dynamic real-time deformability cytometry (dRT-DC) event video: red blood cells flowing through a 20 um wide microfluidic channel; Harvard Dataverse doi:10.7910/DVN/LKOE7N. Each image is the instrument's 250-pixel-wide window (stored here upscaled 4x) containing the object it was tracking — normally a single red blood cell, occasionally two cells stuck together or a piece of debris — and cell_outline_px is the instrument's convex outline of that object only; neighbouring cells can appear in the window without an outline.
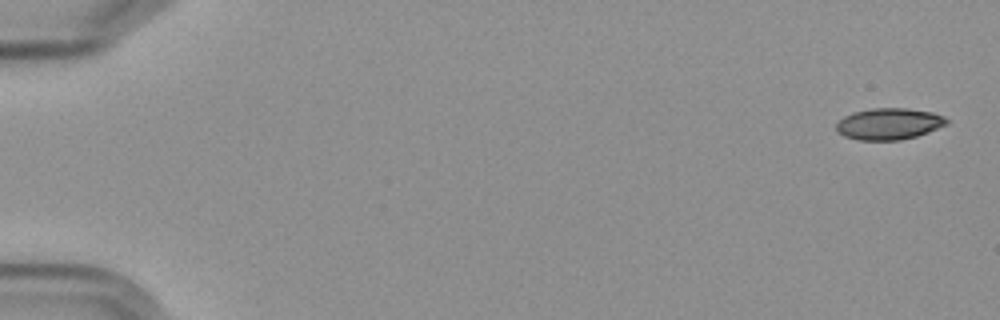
{"species": "Egyptian fruit bat (a non-hibernating species)", "species_latin": "Rousettus aegyptiacus", "temperature_condition": "cold", "stored_images_in_passage": 5, "camera_frame_rate_fps": 3000, "um_per_image_px": 0.085, "frame": {"image": 1, "passage_image": 1, "time_ms": 0.0, "image_size_px": [1000, 320], "cell_outline_px": [[948, 124], [928, 132], [916, 136], [900, 140], [860, 140], [844, 136], [836, 132], [836, 124], [844, 116], [852, 112], [872, 108], [908, 108], [932, 112], [944, 116], [948, 120]], "centroid_in_image_um": [75.55, 10.52], "position_along_channel_um": 9.4, "area_um2": 20.35}}